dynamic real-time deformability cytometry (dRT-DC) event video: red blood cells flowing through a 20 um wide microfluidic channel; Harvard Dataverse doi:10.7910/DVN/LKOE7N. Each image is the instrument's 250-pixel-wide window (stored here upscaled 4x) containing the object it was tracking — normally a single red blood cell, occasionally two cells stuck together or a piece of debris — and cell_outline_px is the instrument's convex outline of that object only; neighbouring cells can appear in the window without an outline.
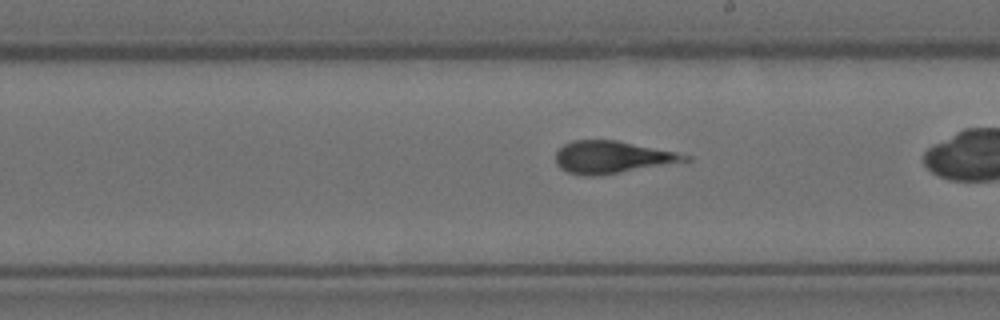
{"species": "Egyptian fruit bat (a non-hibernating species)", "species_latin": "Rousettus aegyptiacus", "temperature_condition": "room temperature", "stored_images_in_passage": 30, "camera_frame_rate_fps": 3000, "um_per_image_px": 0.085, "animal": {"sex": "female"}, "frame": {"image": 1, "passage_image": 18, "time_ms": 5.667, "image_size_px": [1000, 320], "cell_outline_px": [[692, 160], [592, 176], [588, 176], [568, 172], [560, 168], [556, 164], [556, 152], [564, 144], [572, 140], [616, 140], [676, 152], [692, 156]], "centroid_in_image_um": [52.01, 13.34], "position_along_channel_um": 237.0, "area_um2": 23.87}}